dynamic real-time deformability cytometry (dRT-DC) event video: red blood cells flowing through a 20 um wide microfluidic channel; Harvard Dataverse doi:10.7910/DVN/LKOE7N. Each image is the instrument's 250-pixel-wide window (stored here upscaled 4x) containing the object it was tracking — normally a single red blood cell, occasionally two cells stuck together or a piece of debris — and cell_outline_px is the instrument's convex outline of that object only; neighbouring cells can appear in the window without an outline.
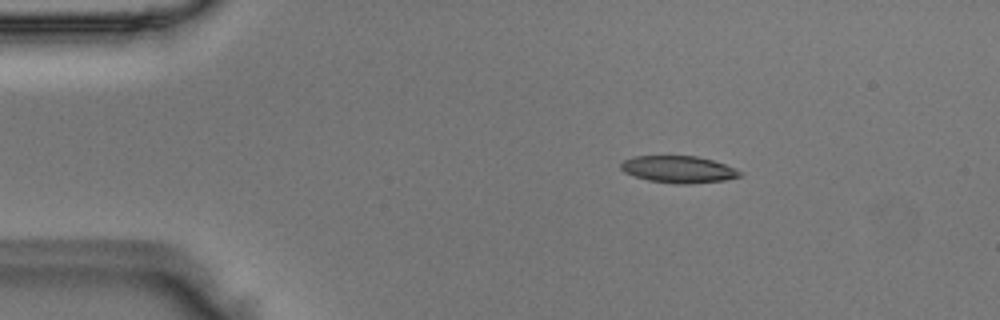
{"species": "Egyptian fruit bat (a non-hibernating species)", "species_latin": "Rousettus aegyptiacus", "temperature_condition": "room temperature", "stored_images_in_passage": 44, "camera_frame_rate_fps": 3000, "um_per_image_px": 0.085, "animal": {"sex": "male"}, "frame": {"image": 1, "passage_image": 1, "time_ms": 0.0, "image_size_px": [1000, 320], "cell_outline_px": [[744, 176], [724, 180], [688, 184], [676, 184], [648, 180], [624, 172], [620, 168], [620, 164], [624, 160], [632, 156], [696, 156], [712, 160], [724, 164], [744, 172]], "centroid_in_image_um": [57.69, 14.4], "position_along_channel_um": 27.3, "area_um2": 18.73}}
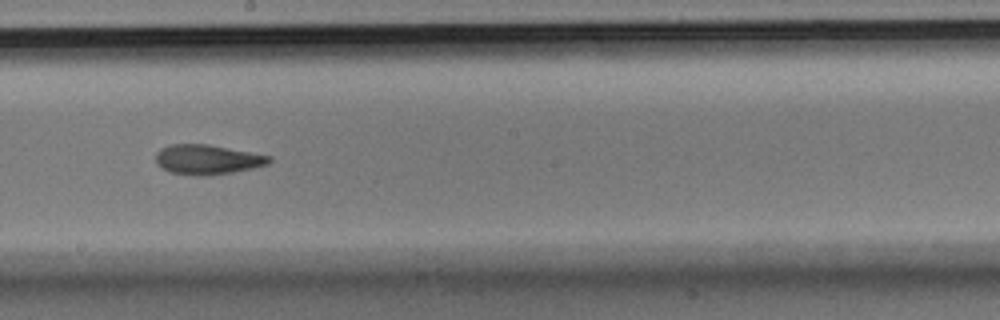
{"frame": {"image": 2, "passage_image": 21, "time_ms": 6.667, "image_size_px": [1000, 320], "cell_outline_px": [[272, 160], [268, 164], [252, 168], [232, 172], [208, 176], [196, 176], [168, 172], [160, 168], [156, 164], [156, 152], [160, 148], [172, 144], [208, 144], [272, 156]], "centroid_in_image_um": [17.59, 13.57], "position_along_channel_um": 230.6, "area_um2": 19.88}}
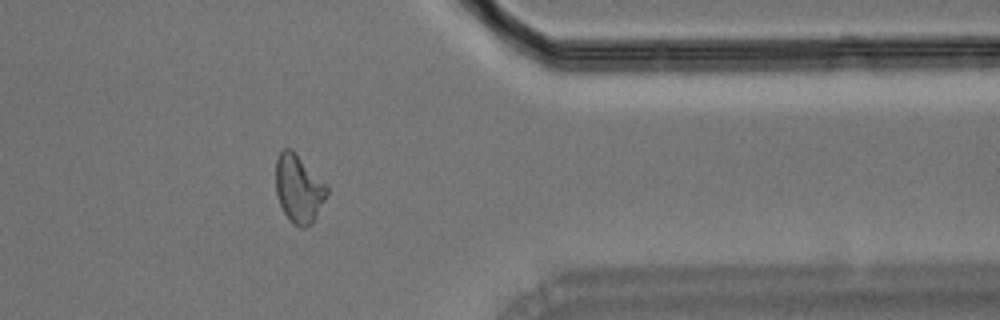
{"frame": {"image": 3, "passage_image": 34, "time_ms": 11.0, "image_size_px": [1000, 320], "cell_outline_px": [[328, 192], [312, 224], [304, 228], [300, 228], [292, 224], [284, 212], [280, 204], [276, 192], [276, 160], [280, 152], [284, 148], [292, 148], [328, 184]], "centroid_in_image_um": [25.4, 16.02], "position_along_channel_um": 386.0, "area_um2": 20.52}}